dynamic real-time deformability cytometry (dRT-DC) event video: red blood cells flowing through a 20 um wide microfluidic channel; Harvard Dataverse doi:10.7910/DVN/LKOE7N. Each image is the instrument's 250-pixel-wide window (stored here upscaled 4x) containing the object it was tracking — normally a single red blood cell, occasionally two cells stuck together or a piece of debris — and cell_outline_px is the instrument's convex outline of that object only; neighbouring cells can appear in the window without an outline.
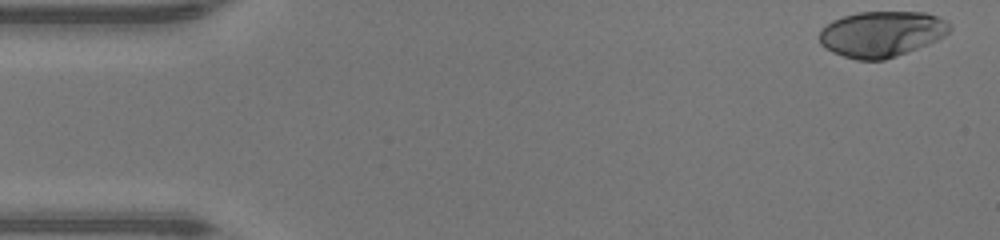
{"species": "human", "species_latin": "Homo sapiens", "temperature_condition": "warm", "stored_images_in_passage": 47, "camera_frame_rate_fps": 3000, "um_per_image_px": 0.085, "donor": {"sex": "male"}, "frame": {"image": 1, "passage_image": 1, "time_ms": 0.0, "image_size_px": [1000, 240], "cell_outline_px": [[952, 28], [944, 36], [936, 40], [896, 56], [884, 60], [856, 60], [832, 52], [824, 48], [820, 44], [820, 28], [832, 20], [856, 12], [924, 12], [940, 16]], "centroid_in_image_um": [74.9, 2.88], "position_along_channel_um": 10.1, "area_um2": 34.74}}
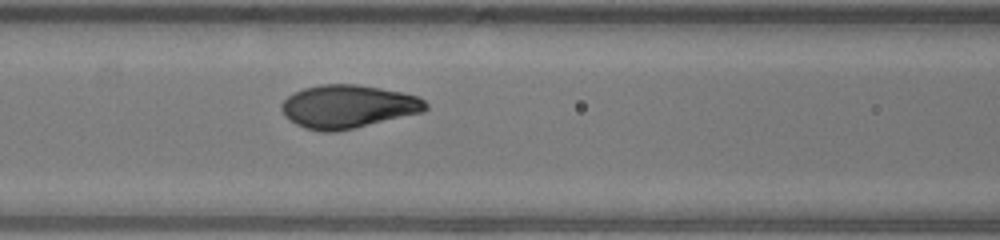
{"frame": {"image": 2, "passage_image": 19, "time_ms": 6.0, "image_size_px": [1000, 240], "cell_outline_px": [[428, 108], [424, 112], [352, 128], [332, 132], [320, 132], [304, 128], [296, 124], [284, 116], [280, 108], [280, 104], [288, 96], [304, 88], [320, 84], [356, 84], [380, 88], [420, 96], [428, 104]], "centroid_in_image_um": [29.57, 9.05], "position_along_channel_um": 137.0, "area_um2": 36.3}}
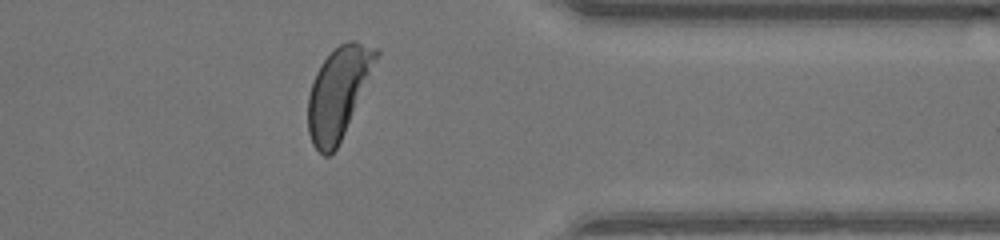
{"frame": {"image": 3, "passage_image": 37, "time_ms": 12.0, "image_size_px": [1000, 240], "cell_outline_px": [[380, 52], [344, 132], [336, 148], [328, 156], [324, 156], [312, 144], [308, 132], [308, 96], [316, 72], [324, 60], [340, 44], [348, 40], [356, 40], [376, 48]], "centroid_in_image_um": [28.73, 7.86], "position_along_channel_um": 382.7, "area_um2": 35.08}, "authors_computed_cell_mechanics": {"area_um2": 36.1828, "velocity_mm_per_s": 4.335, "shape_relaxation_time_tau1_ms": 2.2515, "shape_relaxation_time_tau2_ms": null, "deformation_change_tau1": 0.165, "deformation_change_tau2": null}}